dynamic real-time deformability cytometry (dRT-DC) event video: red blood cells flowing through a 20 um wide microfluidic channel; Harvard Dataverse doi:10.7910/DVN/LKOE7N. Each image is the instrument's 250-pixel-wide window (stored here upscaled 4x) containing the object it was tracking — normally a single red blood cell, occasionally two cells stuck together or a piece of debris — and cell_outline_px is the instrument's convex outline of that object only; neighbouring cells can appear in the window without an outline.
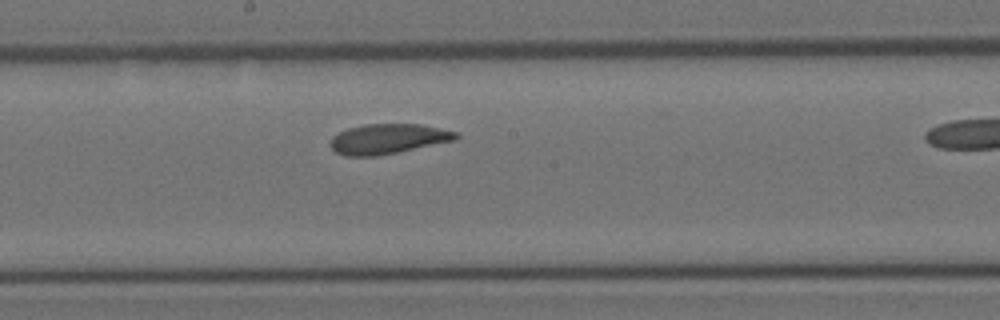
{"species": "Egyptian fruit bat (a non-hibernating species)", "species_latin": "Rousettus aegyptiacus", "temperature_condition": "room temperature", "stored_images_in_passage": 11, "camera_frame_rate_fps": 3000, "um_per_image_px": 0.085, "animal": {"sex": "female"}, "frame": {"image": 1, "passage_image": 8, "time_ms": 2.333, "image_size_px": [1000, 320], "cell_outline_px": [[460, 136], [456, 140], [376, 156], [344, 156], [336, 152], [328, 144], [332, 136], [348, 128], [364, 124], [420, 124], [456, 132]], "centroid_in_image_um": [32.94, 11.8], "position_along_channel_um": 215.3, "area_um2": 21.85}}